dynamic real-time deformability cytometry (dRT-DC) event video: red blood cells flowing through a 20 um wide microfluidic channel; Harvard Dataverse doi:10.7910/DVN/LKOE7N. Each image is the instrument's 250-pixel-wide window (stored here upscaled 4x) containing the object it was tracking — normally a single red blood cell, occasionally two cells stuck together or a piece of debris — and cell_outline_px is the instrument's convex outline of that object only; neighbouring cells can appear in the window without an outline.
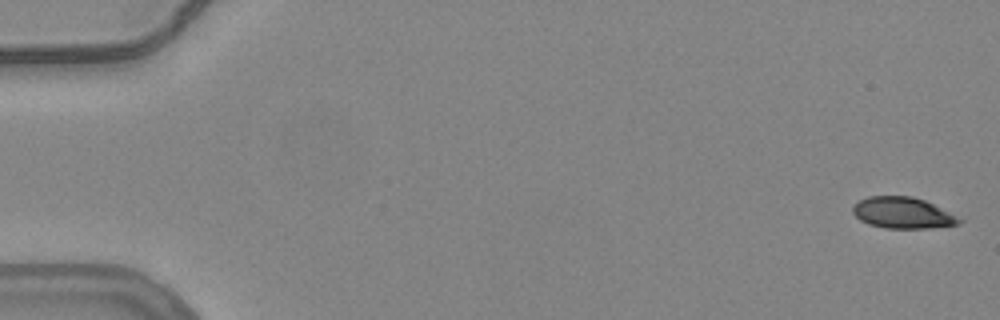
{"species": "common noctule bat (a hibernating species)", "species_latin": "Nyctalus noctula", "temperature_condition": "warm", "stored_images_in_passage": 12, "camera_frame_rate_fps": 3000, "um_per_image_px": 0.085, "animal": {"sex": "female", "body_mass_g": 24.6, "forearm_length_mm": 56.2}, "frame": {"image": 1, "passage_image": 1, "time_ms": 0.0, "image_size_px": [1000, 320], "cell_outline_px": [[964, 220], [960, 224], [928, 228], [884, 228], [868, 224], [860, 220], [852, 212], [852, 208], [860, 200], [868, 196], [912, 196], [924, 200]], "centroid_in_image_um": [76.71, 18.1], "position_along_channel_um": 8.3, "area_um2": 19.19}}